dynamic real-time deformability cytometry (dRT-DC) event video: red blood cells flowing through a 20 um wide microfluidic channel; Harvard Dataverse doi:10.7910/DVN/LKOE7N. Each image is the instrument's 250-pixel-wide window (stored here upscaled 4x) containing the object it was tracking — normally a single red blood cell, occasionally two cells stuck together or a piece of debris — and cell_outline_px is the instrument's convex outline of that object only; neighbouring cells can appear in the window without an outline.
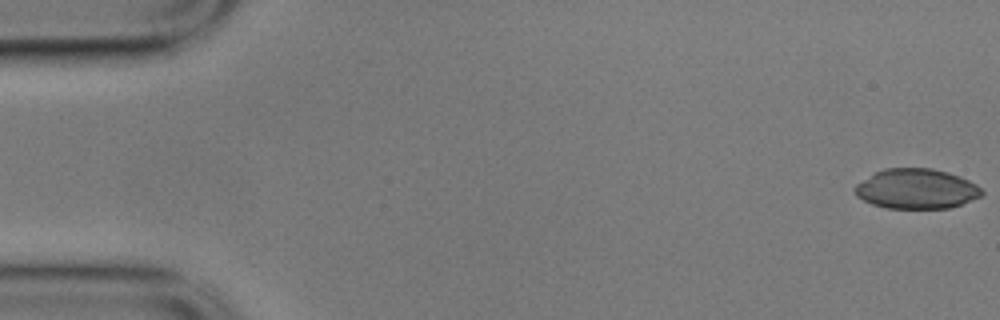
{"species": "common noctule bat (a hibernating species)", "species_latin": "Nyctalus noctula", "temperature_condition": "cold", "stored_images_in_passage": 56, "camera_frame_rate_fps": 3000, "um_per_image_px": 0.085, "animal": {"sex": "male", "body_mass_g": 17.9}, "frame": {"image": 1, "passage_image": 1, "time_ms": 0.0, "image_size_px": [1000, 320], "cell_outline_px": [[984, 192], [980, 196], [960, 204], [948, 208], [888, 208], [872, 204], [856, 196], [852, 188], [856, 184], [876, 172], [884, 168], [932, 168], [948, 172], [960, 176], [976, 184]], "centroid_in_image_um": [77.87, 16.04], "position_along_channel_um": 7.1, "area_um2": 29.42}}
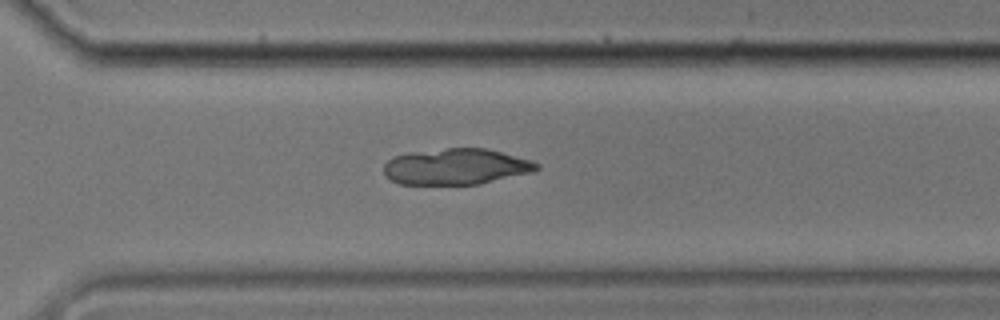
{"frame": {"image": 2, "passage_image": 40, "time_ms": 13.0, "image_size_px": [1000, 320], "cell_outline_px": [[540, 168], [532, 172], [480, 184], [400, 184], [392, 180], [384, 172], [384, 164], [392, 156], [412, 152], [448, 148], [484, 148], [532, 160], [540, 164]], "centroid_in_image_um": [38.78, 14.16], "position_along_channel_um": 331.8, "area_um2": 31.96}}